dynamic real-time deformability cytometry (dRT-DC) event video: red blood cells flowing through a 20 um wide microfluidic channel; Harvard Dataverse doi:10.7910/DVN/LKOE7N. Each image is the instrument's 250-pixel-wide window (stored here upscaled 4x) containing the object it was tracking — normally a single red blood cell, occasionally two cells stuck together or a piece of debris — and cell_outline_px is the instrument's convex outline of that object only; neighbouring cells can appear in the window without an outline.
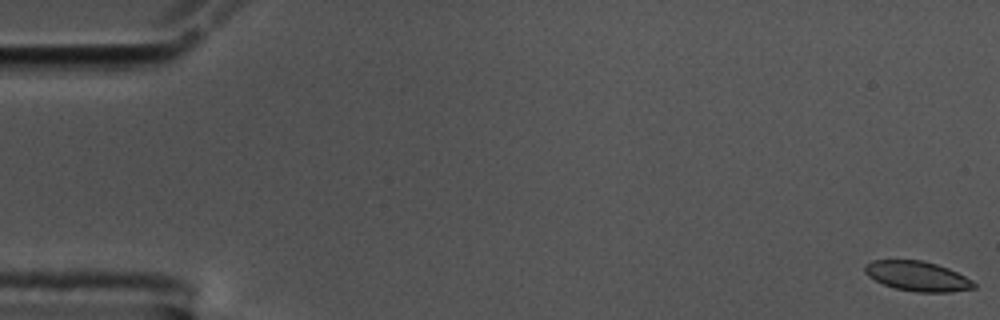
{"species": "common noctule bat (a hibernating species)", "species_latin": "Nyctalus noctula", "temperature_condition": "cold", "stored_images_in_passage": 58, "camera_frame_rate_fps": 3000, "um_per_image_px": 0.085, "animal": {"sex": "male", "body_mass_g": 17.5, "forearm_length_mm": 52.3}, "frame": {"image": 1, "passage_image": 1, "time_ms": 0.0, "image_size_px": [1000, 320], "cell_outline_px": [[976, 288], [952, 292], [916, 292], [896, 288], [884, 284], [868, 276], [864, 272], [864, 264], [872, 260], [920, 260], [936, 264], [948, 268], [972, 280], [976, 284]], "centroid_in_image_um": [77.98, 23.47], "position_along_channel_um": 7.0, "area_um2": 18.9}}
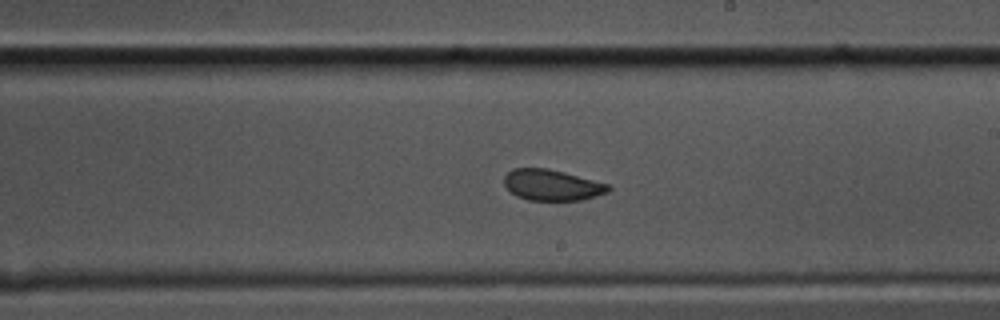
{"frame": {"image": 2, "passage_image": 33, "time_ms": 10.667, "image_size_px": [1000, 320], "cell_outline_px": [[612, 188], [608, 192], [596, 196], [580, 200], [528, 200], [516, 196], [504, 184], [504, 176], [512, 168], [548, 168], [564, 172], [608, 184]], "centroid_in_image_um": [46.91, 15.72], "position_along_channel_um": 242.1, "area_um2": 18.73}}
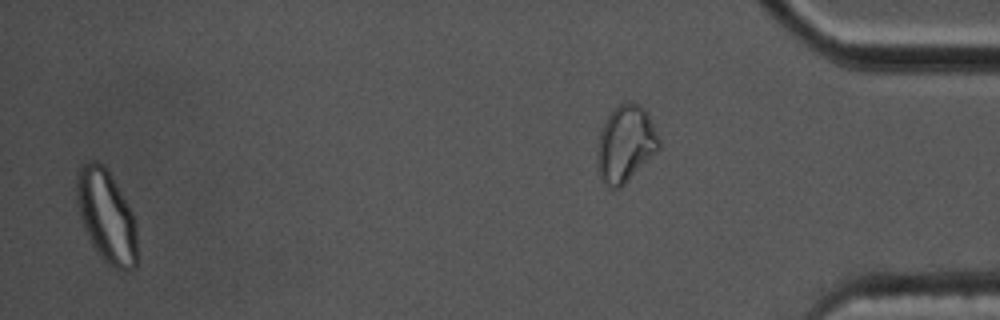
{"frame": {"image": 3, "passage_image": 56, "time_ms": 18.333, "image_size_px": [1000, 320], "cell_outline_px": [[136, 268], [132, 272], [124, 272], [108, 264], [100, 256], [92, 244], [84, 228], [80, 216], [76, 200], [76, 176], [80, 168], [84, 164], [92, 160], [96, 160], [104, 164], [108, 168], [132, 212], [136, 224]], "centroid_in_image_um": [9.05, 18.38], "position_along_channel_um": 426.1, "area_um2": 32.89}, "authors_computed_cell_mechanics": {"area_um2": 19.7387, "velocity_mm_per_s": 3.5562, "shape_relaxation_time_tau1_ms": null, "shape_relaxation_time_tau2_ms": 1.0421, "deformation_change_tau1": null, "deformation_change_tau2": 0.0361}}